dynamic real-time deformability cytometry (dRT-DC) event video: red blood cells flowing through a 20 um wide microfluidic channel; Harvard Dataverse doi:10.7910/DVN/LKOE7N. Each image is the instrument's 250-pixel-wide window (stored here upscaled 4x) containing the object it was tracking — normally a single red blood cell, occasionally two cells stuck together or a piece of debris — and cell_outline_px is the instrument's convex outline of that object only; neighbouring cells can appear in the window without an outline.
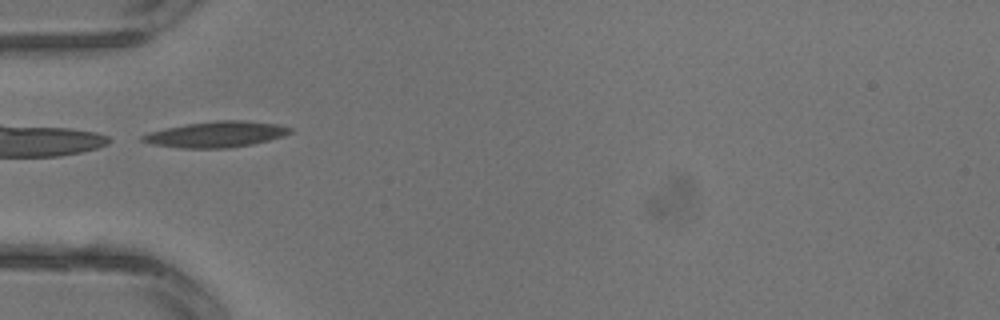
{"species": "common noctule bat (a hibernating species)", "species_latin": "Nyctalus noctula", "temperature_condition": "warm", "stored_images_in_passage": 1, "camera_frame_rate_fps": 3000, "um_per_image_px": 0.085, "animal": {"sex": "male", "body_mass_g": 13.3}, "frame": {"image": 1, "passage_image": 1, "time_ms": 0.0, "image_size_px": [1000, 320], "cell_outline_px": [[292, 132], [284, 136], [252, 144], [228, 148], [180, 148], [152, 144], [140, 140], [140, 136], [148, 132], [188, 124], [216, 120], [244, 120], [276, 124], [292, 128]], "centroid_in_image_um": [18.37, 11.42], "position_along_channel_um": 66.6, "area_um2": 22.14}}